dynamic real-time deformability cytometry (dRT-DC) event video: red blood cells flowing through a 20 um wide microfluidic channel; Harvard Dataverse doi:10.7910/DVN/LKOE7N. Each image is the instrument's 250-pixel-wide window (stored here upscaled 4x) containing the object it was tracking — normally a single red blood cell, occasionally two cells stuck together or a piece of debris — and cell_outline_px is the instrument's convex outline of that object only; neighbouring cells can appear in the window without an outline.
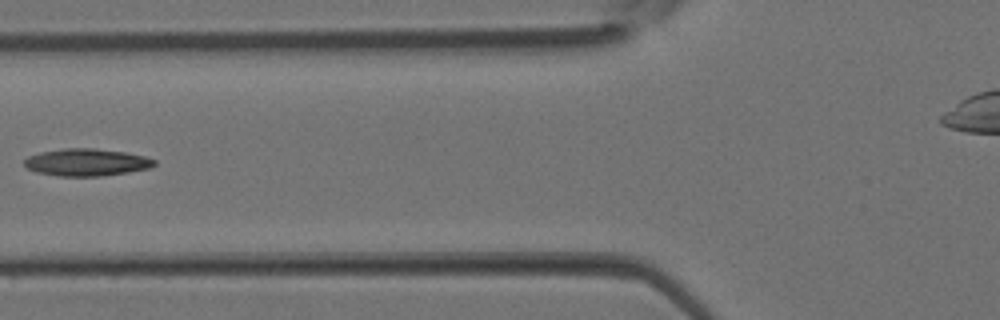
{"species": "Egyptian fruit bat (a non-hibernating species)", "species_latin": "Rousettus aegyptiacus", "temperature_condition": "room temperature", "stored_images_in_passage": 4, "camera_frame_rate_fps": 3000, "um_per_image_px": 0.085, "animal": {"sex": "female"}, "frame": {"image": 1, "passage_image": 4, "time_ms": 1.0, "image_size_px": [1000, 320], "cell_outline_px": [[156, 164], [148, 168], [128, 172], [100, 176], [60, 176], [36, 172], [28, 168], [24, 164], [24, 160], [28, 156], [40, 152], [64, 148], [96, 148], [124, 152], [144, 156], [156, 160]], "centroid_in_image_um": [7.34, 13.79], "position_along_channel_um": 118.5, "area_um2": 20.58}}